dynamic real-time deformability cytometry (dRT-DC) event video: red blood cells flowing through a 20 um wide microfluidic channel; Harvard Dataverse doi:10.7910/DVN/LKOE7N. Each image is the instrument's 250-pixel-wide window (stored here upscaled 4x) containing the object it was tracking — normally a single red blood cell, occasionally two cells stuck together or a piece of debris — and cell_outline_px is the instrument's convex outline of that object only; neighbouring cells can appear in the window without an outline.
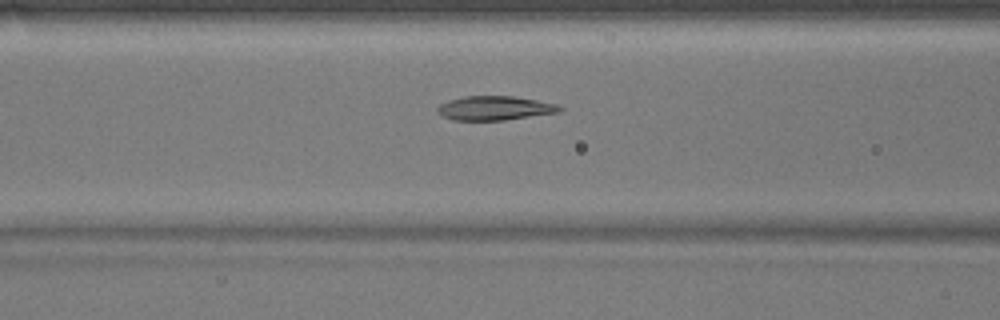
{"species": "common noctule bat (a hibernating species)", "species_latin": "Nyctalus noctula", "temperature_condition": "warm", "stored_images_in_passage": 42, "camera_frame_rate_fps": 3000, "um_per_image_px": 0.085, "animal": {"sex": "male", "body_mass_g": 17.9}, "frame": {"image": 1, "passage_image": 11, "time_ms": 3.333, "image_size_px": [1000, 320], "cell_outline_px": [[564, 108], [560, 112], [504, 120], [452, 120], [436, 112], [436, 108], [440, 104], [448, 100], [464, 96], [512, 96], [536, 100], [556, 104]], "centroid_in_image_um": [42.03, 9.19], "position_along_channel_um": 124.6, "area_um2": 17.17}}
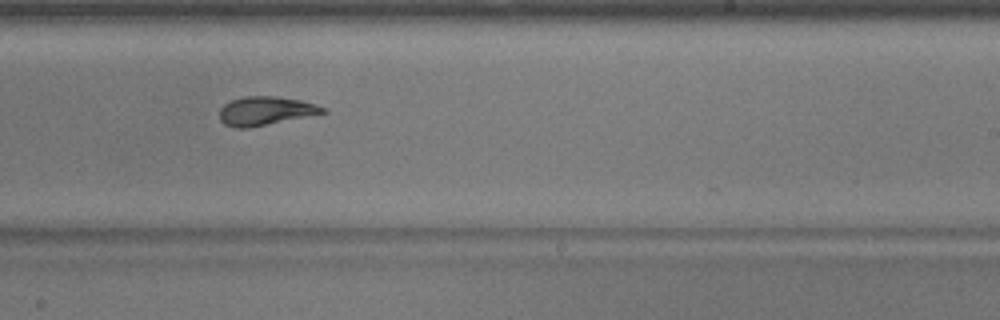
{"frame": {"image": 2, "passage_image": 22, "time_ms": 7.0, "image_size_px": [1000, 320], "cell_outline_px": [[328, 112], [248, 128], [236, 128], [224, 124], [220, 120], [220, 108], [224, 104], [232, 100], [244, 96], [276, 96], [300, 100], [316, 104], [328, 108]], "centroid_in_image_um": [22.58, 9.42], "position_along_channel_um": 266.4, "area_um2": 17.28}}
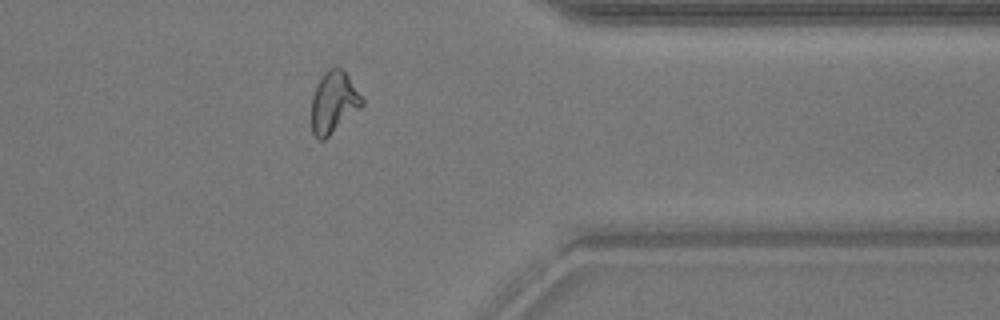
{"frame": {"image": 3, "passage_image": 32, "time_ms": 10.333, "image_size_px": [1000, 320], "cell_outline_px": [[364, 104], [360, 108], [324, 140], [320, 140], [312, 132], [312, 96], [316, 84], [324, 72], [328, 68], [344, 68], [364, 100]], "centroid_in_image_um": [28.37, 8.66], "position_along_channel_um": 383.0, "area_um2": 18.09}, "authors_computed_cell_mechanics": {"area_um2": 18.0914, "velocity_mm_per_s": 3.8835, "shape_relaxation_time_tau1_ms": 8.8335, "shape_relaxation_time_tau2_ms": 2.8963, "deformation_change_tau1": 0.2805, "deformation_change_tau2": 0.0575}}